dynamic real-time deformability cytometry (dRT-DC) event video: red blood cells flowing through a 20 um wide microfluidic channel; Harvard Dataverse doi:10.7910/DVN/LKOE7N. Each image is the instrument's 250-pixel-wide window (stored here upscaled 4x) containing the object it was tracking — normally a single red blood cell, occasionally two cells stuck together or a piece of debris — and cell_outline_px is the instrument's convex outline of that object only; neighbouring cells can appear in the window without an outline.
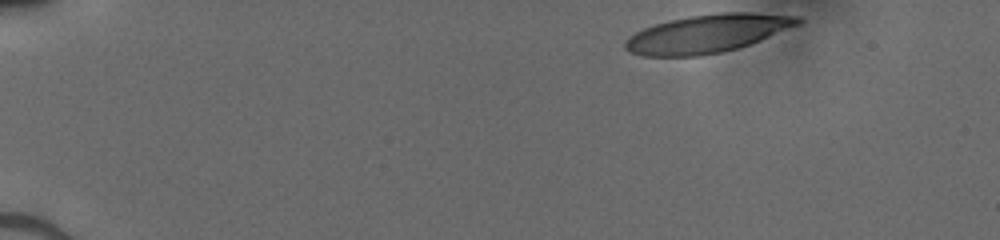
{"species": "human", "species_latin": "Homo sapiens", "temperature_condition": "cold", "stored_images_in_passage": 39, "camera_frame_rate_fps": 3000, "um_per_image_px": 0.085, "donor": {"sex": "male"}, "frame": {"image": 1, "passage_image": 1, "time_ms": 0.0, "image_size_px": [1000, 240], "cell_outline_px": [[804, 20], [800, 24], [760, 40], [736, 48], [720, 52], [700, 56], [644, 56], [628, 52], [624, 48], [624, 40], [628, 36], [644, 28], [668, 20], [692, 16], [724, 12], [752, 12], [800, 16]], "centroid_in_image_um": [60.11, 2.85], "position_along_channel_um": 24.9, "area_um2": 38.32}}
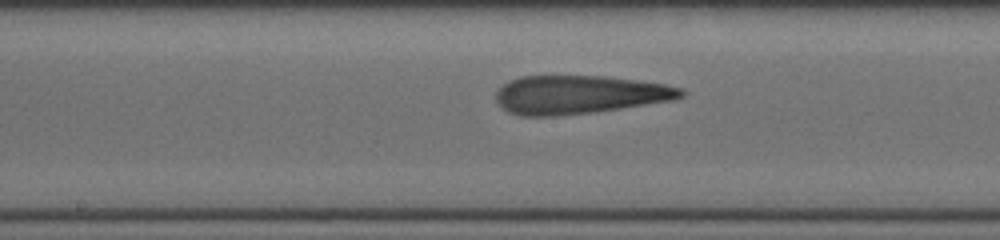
{"frame": {"image": 2, "passage_image": 22, "time_ms": 7.0, "image_size_px": [1000, 240], "cell_outline_px": [[688, 92], [684, 96], [676, 100], [592, 112], [556, 116], [524, 116], [508, 112], [496, 100], [496, 92], [504, 84], [520, 76], [604, 76], [636, 80], [664, 84], [684, 88]], "centroid_in_image_um": [49.3, 8.04], "position_along_channel_um": 198.9, "area_um2": 41.44}}
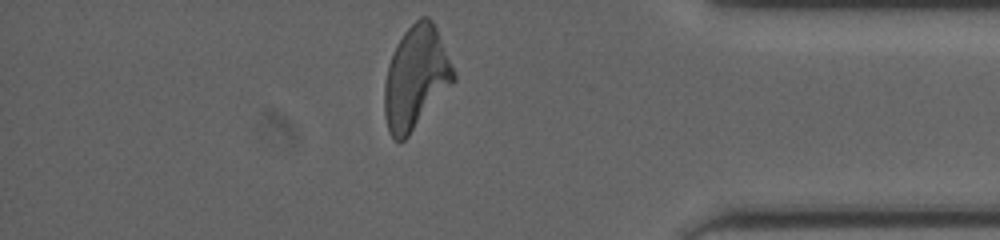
{"frame": {"image": 3, "passage_image": 38, "time_ms": 12.333, "image_size_px": [1000, 240], "cell_outline_px": [[456, 80], [408, 136], [400, 144], [388, 132], [384, 116], [384, 84], [388, 64], [396, 44], [404, 32], [420, 16], [428, 16], [432, 20], [436, 28], [456, 76]], "centroid_in_image_um": [35.32, 6.62], "position_along_channel_um": 399.9, "area_um2": 41.21}}